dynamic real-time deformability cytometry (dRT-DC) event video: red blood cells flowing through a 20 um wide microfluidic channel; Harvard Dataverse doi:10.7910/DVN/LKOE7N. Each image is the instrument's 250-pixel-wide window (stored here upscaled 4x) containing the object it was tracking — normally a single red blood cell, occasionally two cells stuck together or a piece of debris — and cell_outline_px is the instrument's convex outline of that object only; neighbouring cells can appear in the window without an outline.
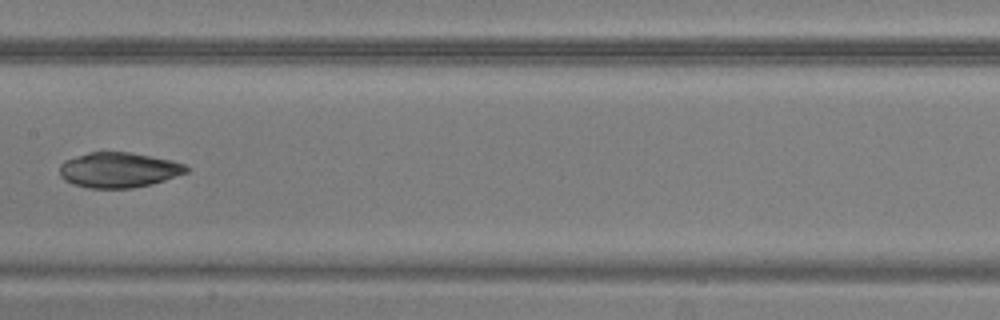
{"species": "common noctule bat (a hibernating species)", "species_latin": "Nyctalus noctula", "temperature_condition": "warm", "stored_images_in_passage": 7, "camera_frame_rate_fps": 3000, "um_per_image_px": 0.085, "animal": {"sex": "male", "body_mass_g": 20.5, "forearm_length_mm": 52.5}, "frame": {"image": 1, "passage_image": 7, "time_ms": 7.0, "image_size_px": [1000, 320], "cell_outline_px": [[192, 168], [188, 172], [152, 184], [132, 188], [88, 188], [72, 184], [64, 180], [60, 176], [60, 164], [64, 160], [88, 152], [128, 152], [152, 156], [172, 160], [184, 164]], "centroid_in_image_um": [10.09, 14.45], "position_along_channel_um": 197.3, "area_um2": 26.18}}